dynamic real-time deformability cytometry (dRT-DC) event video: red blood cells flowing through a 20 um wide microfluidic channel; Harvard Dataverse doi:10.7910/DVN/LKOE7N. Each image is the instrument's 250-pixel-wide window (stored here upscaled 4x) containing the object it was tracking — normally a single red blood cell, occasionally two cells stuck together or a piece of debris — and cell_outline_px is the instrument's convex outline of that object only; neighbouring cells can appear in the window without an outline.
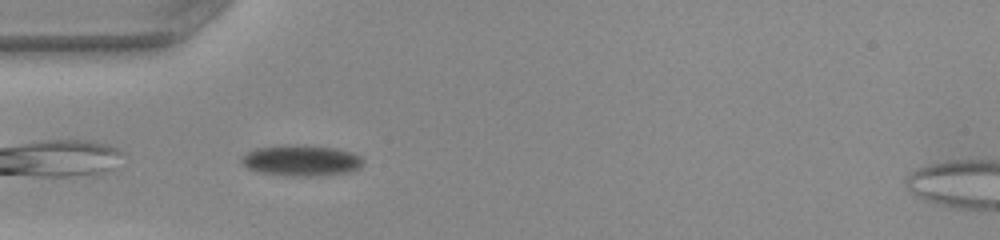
{"species": "common noctule bat (a hibernating species)", "species_latin": "Nyctalus noctula", "temperature_condition": "warm", "stored_images_in_passage": 9, "camera_frame_rate_fps": 3000, "um_per_image_px": 0.085, "animal": {"sex": "female", "body_mass_g": 22.0, "forearm_length_mm": 56.7}, "frame": {"image": 1, "passage_image": 2, "time_ms": 0.333, "image_size_px": [1000, 240], "cell_outline_px": [[360, 168], [348, 172], [308, 176], [292, 176], [260, 172], [248, 168], [240, 160], [240, 156], [256, 148], [336, 148], [352, 152], [360, 156]], "centroid_in_image_um": [25.6, 13.7], "position_along_channel_um": 59.4, "area_um2": 20.46}}
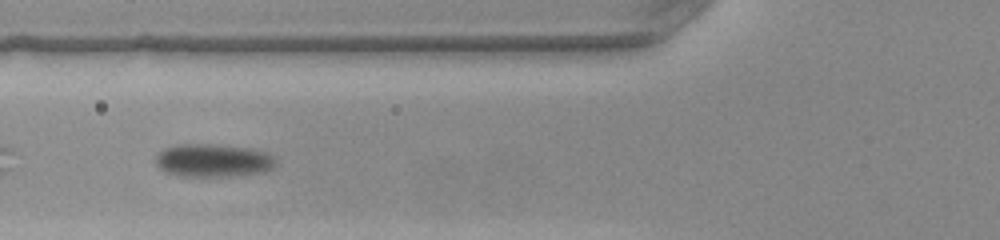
{"frame": {"image": 2, "passage_image": 6, "time_ms": 1.667, "image_size_px": [1000, 240], "cell_outline_px": [[276, 164], [272, 168], [264, 172], [232, 176], [180, 176], [164, 172], [156, 164], [156, 156], [164, 148], [180, 144], [212, 144], [248, 148], [268, 152], [276, 160]], "centroid_in_image_um": [18.12, 13.64], "position_along_channel_um": 107.7, "area_um2": 23.18}}